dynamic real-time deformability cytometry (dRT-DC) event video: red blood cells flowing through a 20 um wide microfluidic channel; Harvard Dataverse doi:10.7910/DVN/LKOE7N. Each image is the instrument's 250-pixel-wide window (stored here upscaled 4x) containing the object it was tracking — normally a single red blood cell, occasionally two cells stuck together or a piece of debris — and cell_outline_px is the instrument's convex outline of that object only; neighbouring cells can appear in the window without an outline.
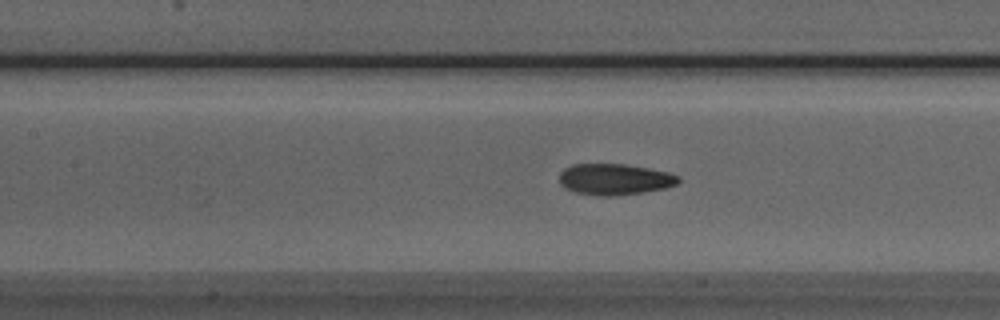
{"species": "Egyptian fruit bat (a non-hibernating species)", "species_latin": "Rousettus aegyptiacus", "temperature_condition": "room temperature", "stored_images_in_passage": 50, "camera_frame_rate_fps": 3000, "um_per_image_px": 0.085, "animal": {"sex": "male"}, "frame": {"image": 1, "passage_image": 21, "time_ms": 6.667, "image_size_px": [1000, 320], "cell_outline_px": [[680, 180], [676, 184], [664, 188], [644, 192], [612, 196], [604, 196], [576, 192], [564, 188], [560, 184], [560, 172], [564, 168], [572, 164], [624, 164], [648, 168], [668, 172], [680, 176]], "centroid_in_image_um": [52.23, 15.23], "position_along_channel_um": 155.2, "area_um2": 21.56}}
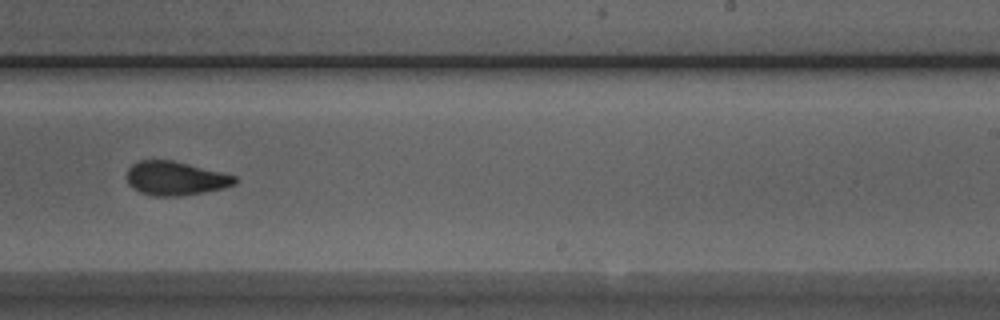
{"frame": {"image": 2, "passage_image": 30, "time_ms": 9.667, "image_size_px": [1000, 320], "cell_outline_px": [[240, 180], [236, 184], [224, 188], [204, 192], [180, 196], [152, 196], [140, 192], [132, 188], [128, 184], [124, 176], [128, 168], [132, 164], [140, 160], [172, 160], [236, 176]], "centroid_in_image_um": [14.88, 15.17], "position_along_channel_um": 274.1, "area_um2": 21.56}}
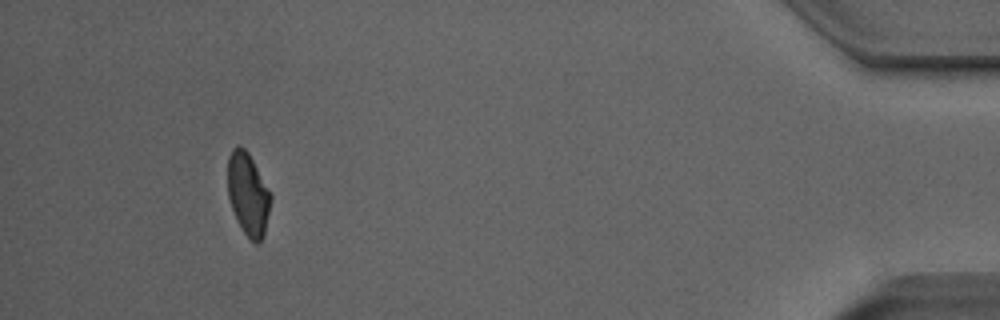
{"frame": {"image": 3, "passage_image": 46, "time_ms": 15.0, "image_size_px": [1000, 320], "cell_outline_px": [[272, 200], [264, 236], [256, 244], [244, 232], [236, 220], [228, 196], [228, 156], [232, 148], [236, 144], [240, 144], [248, 152], [268, 188], [272, 196]], "centroid_in_image_um": [21.08, 16.48], "position_along_channel_um": 414.1, "area_um2": 20.75}, "authors_computed_cell_mechanics": {"area_um2": 21.2704, "velocity_mm_per_s": 3.9788, "shape_relaxation_time_tau1_ms": 3.9482, "shape_relaxation_time_tau2_ms": 2.1618, "deformation_change_tau1": 0.135, "deformation_change_tau2": 0.0591}}